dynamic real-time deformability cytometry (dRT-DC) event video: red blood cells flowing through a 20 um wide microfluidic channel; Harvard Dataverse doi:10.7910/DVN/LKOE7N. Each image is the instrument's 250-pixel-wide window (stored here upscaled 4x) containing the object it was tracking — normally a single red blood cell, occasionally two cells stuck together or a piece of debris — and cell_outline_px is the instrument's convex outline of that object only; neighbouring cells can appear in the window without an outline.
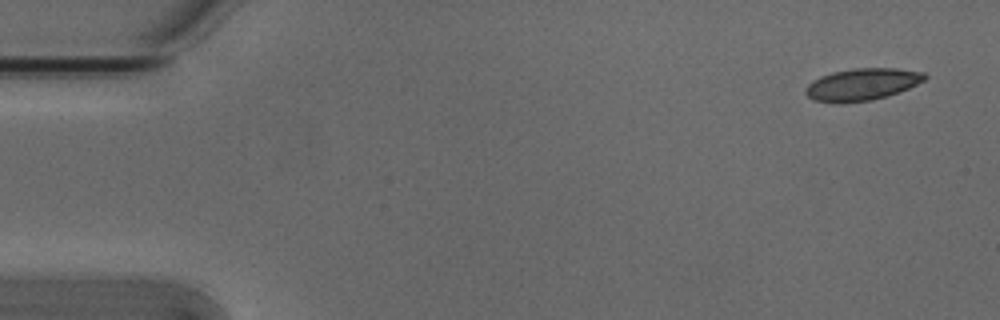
{"species": "Egyptian fruit bat (a non-hibernating species)", "species_latin": "Rousettus aegyptiacus", "temperature_condition": "cold", "stored_images_in_passage": 3, "camera_frame_rate_fps": 3000, "um_per_image_px": 0.085, "animal": {"sex": "male"}, "frame": {"image": 1, "passage_image": 1, "time_ms": 0.0, "image_size_px": [1000, 320], "cell_outline_px": [[928, 76], [924, 80], [908, 88], [872, 100], [840, 104], [812, 100], [804, 92], [804, 88], [812, 80], [820, 76], [832, 72], [856, 68], [896, 68], [924, 72]], "centroid_in_image_um": [73.22, 7.17], "position_along_channel_um": 11.8, "area_um2": 22.31}}